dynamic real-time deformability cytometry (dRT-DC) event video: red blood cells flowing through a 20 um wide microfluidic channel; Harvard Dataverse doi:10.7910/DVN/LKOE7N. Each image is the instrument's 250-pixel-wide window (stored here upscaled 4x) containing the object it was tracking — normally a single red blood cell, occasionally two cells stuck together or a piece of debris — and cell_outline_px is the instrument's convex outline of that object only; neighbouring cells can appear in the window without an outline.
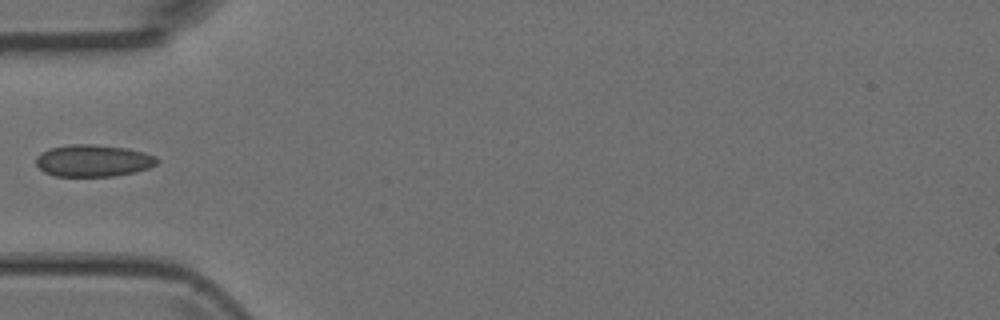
{"species": "Egyptian fruit bat (a non-hibernating species)", "species_latin": "Rousettus aegyptiacus", "temperature_condition": "room temperature", "stored_images_in_passage": 6, "camera_frame_rate_fps": 3000, "um_per_image_px": 0.085, "animal": {"sex": "female"}, "frame": {"image": 1, "passage_image": 5, "time_ms": 1.333, "image_size_px": [1000, 320], "cell_outline_px": [[160, 160], [156, 164], [148, 168], [136, 172], [116, 176], [52, 176], [44, 172], [36, 164], [36, 156], [40, 152], [52, 148], [72, 144], [92, 144], [124, 148], [144, 152], [156, 156]], "centroid_in_image_um": [7.92, 13.66], "position_along_channel_um": 77.1, "area_um2": 22.6}}
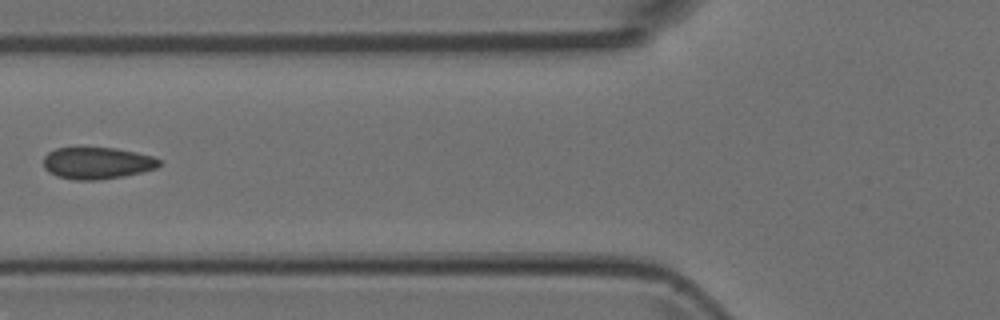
{"frame": {"image": 2, "passage_image": 6, "time_ms": 1.667, "image_size_px": [1000, 320], "cell_outline_px": [[160, 164], [156, 168], [124, 176], [96, 180], [76, 180], [56, 176], [48, 172], [44, 168], [44, 156], [48, 152], [56, 148], [116, 148], [136, 152], [152, 156], [160, 160]], "centroid_in_image_um": [8.23, 13.86], "position_along_channel_um": 117.6, "area_um2": 21.39}}